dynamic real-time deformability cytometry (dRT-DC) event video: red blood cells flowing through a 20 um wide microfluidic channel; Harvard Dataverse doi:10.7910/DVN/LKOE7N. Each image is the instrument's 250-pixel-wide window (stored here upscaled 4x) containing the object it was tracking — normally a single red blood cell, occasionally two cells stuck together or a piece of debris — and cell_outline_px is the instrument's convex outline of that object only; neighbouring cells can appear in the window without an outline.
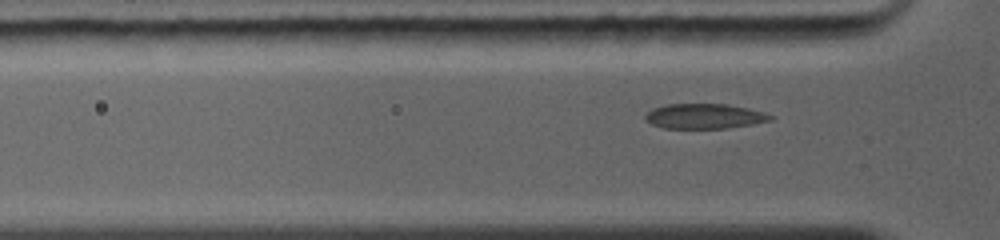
{"species": "common noctule bat (a hibernating species)", "species_latin": "Nyctalus noctula", "temperature_condition": "warm", "stored_images_in_passage": 50, "camera_frame_rate_fps": 5000, "um_per_image_px": 0.085, "animal": {"sex": "female", "body_mass_g": 19.0, "forearm_length_mm": 56.7}, "frame": {"image": 1, "passage_image": 11, "time_ms": 1.8, "image_size_px": [1000, 240], "cell_outline_px": [[776, 116], [772, 120], [752, 124], [728, 128], [664, 128], [652, 124], [644, 120], [644, 116], [652, 108], [668, 104], [728, 104], [748, 108], [764, 112]], "centroid_in_image_um": [59.89, 9.87], "position_along_channel_um": 65.9, "area_um2": 18.32}}
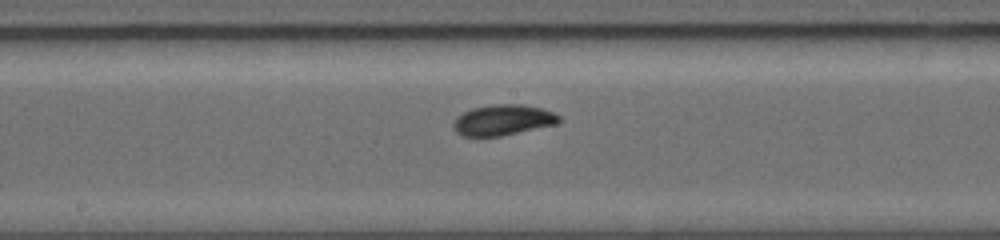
{"frame": {"image": 2, "passage_image": 27, "time_ms": 5.0, "image_size_px": [1000, 240], "cell_outline_px": [[564, 120], [556, 124], [500, 136], [464, 136], [456, 132], [452, 128], [452, 124], [456, 116], [472, 108], [492, 104], [524, 104], [540, 108], [552, 112], [560, 116]], "centroid_in_image_um": [42.74, 10.19], "position_along_channel_um": 205.5, "area_um2": 18.96}}
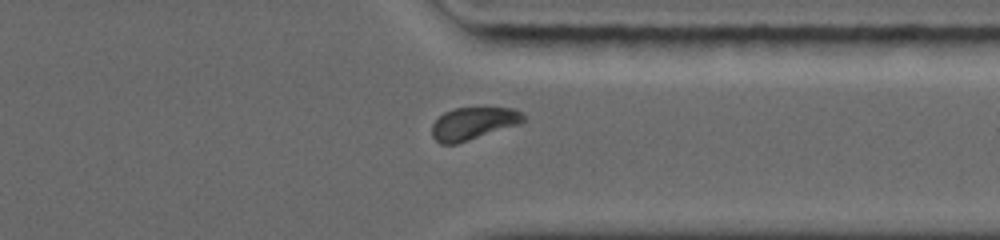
{"frame": {"image": 3, "passage_image": 43, "time_ms": 8.8, "image_size_px": [1000, 240], "cell_outline_px": [[524, 120], [520, 124], [456, 144], [440, 144], [432, 136], [432, 124], [444, 112], [452, 108], [516, 108], [524, 116]], "centroid_in_image_um": [40.21, 10.49], "position_along_channel_um": 371.2, "area_um2": 17.22}}